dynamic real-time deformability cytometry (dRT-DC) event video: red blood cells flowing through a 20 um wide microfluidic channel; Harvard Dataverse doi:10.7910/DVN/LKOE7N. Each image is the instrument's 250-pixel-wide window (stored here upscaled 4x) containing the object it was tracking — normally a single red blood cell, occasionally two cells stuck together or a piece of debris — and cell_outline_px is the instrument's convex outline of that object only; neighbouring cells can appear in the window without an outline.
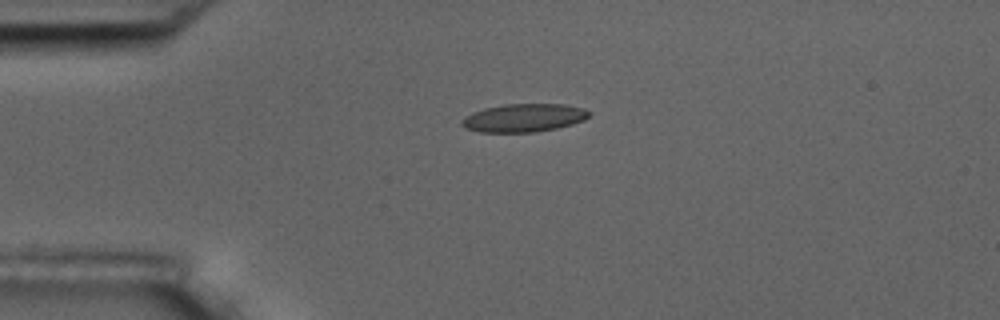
{"species": "common noctule bat (a hibernating species)", "species_latin": "Nyctalus noctula", "temperature_condition": "room temperature", "stored_images_in_passage": 2, "camera_frame_rate_fps": 3000, "um_per_image_px": 0.085, "animal": {"sex": "male", "body_mass_g": 17.5, "forearm_length_mm": 52.3}, "frame": {"image": 1, "passage_image": 1, "time_ms": 0.0, "image_size_px": [1000, 320], "cell_outline_px": [[592, 112], [584, 120], [572, 124], [556, 128], [536, 132], [480, 132], [464, 128], [460, 124], [460, 120], [464, 116], [472, 112], [484, 108], [504, 104], [564, 104], [584, 108]], "centroid_in_image_um": [44.49, 10.01], "position_along_channel_um": 40.5, "area_um2": 21.1}}